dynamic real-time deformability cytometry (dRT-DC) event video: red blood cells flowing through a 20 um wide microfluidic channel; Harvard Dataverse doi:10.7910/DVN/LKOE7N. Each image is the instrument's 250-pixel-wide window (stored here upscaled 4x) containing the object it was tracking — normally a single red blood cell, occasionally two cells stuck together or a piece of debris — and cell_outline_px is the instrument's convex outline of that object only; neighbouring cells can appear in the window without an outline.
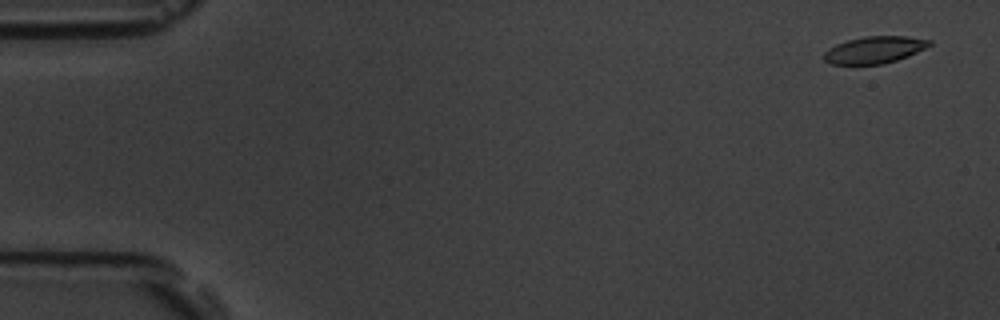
{"species": "common noctule bat (a hibernating species)", "species_latin": "Nyctalus noctula", "temperature_condition": "room temperature", "stored_images_in_passage": 6, "camera_frame_rate_fps": 3000, "um_per_image_px": 0.085, "animal": {"sex": "male", "body_mass_g": 19.5, "forearm_length_mm": 54.6}, "frame": {"image": 1, "passage_image": 1, "time_ms": 0.0, "image_size_px": [1000, 320], "cell_outline_px": [[932, 44], [908, 56], [884, 64], [832, 64], [824, 60], [824, 52], [828, 48], [836, 44], [848, 40], [864, 36], [908, 36], [932, 40]], "centroid_in_image_um": [74.33, 4.23], "position_along_channel_um": 10.7, "area_um2": 16.53}}
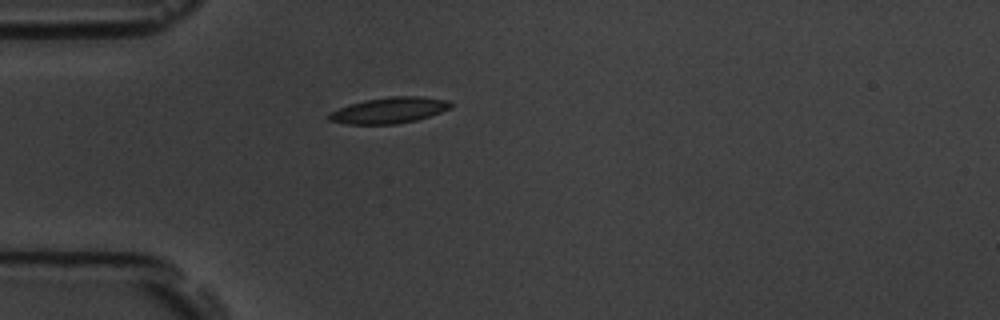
{"frame": {"image": 2, "passage_image": 5, "time_ms": 4.667, "image_size_px": [1000, 320], "cell_outline_px": [[452, 108], [416, 120], [396, 124], [348, 124], [328, 120], [328, 116], [332, 112], [340, 108], [364, 100], [388, 96], [420, 96], [452, 100]], "centroid_in_image_um": [33.15, 9.36], "position_along_channel_um": 51.9, "area_um2": 18.38}}